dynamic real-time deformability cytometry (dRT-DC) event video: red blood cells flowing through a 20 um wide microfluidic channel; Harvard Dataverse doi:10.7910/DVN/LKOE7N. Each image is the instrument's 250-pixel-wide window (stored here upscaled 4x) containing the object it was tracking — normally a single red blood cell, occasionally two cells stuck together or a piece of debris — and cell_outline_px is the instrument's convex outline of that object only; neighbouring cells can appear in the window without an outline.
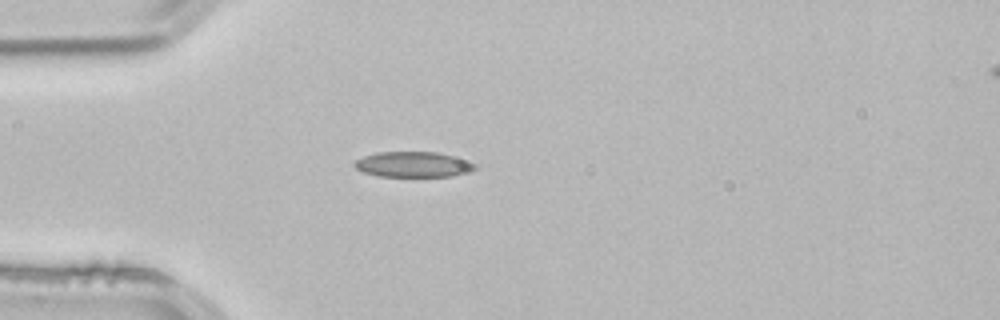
{"species": "common noctule bat (a hibernating species)", "species_latin": "Nyctalus noctula", "temperature_condition": "room temperature", "stored_images_in_passage": 3, "camera_frame_rate_fps": 3000, "um_per_image_px": 0.085, "animal": {"sex": "male", "body_mass_g": 21.5, "forearm_length_mm": 52.0}, "frame": {"image": 1, "passage_image": 3, "time_ms": 0.667, "image_size_px": [1000, 320], "cell_outline_px": [[476, 168], [468, 172], [452, 176], [380, 176], [360, 172], [352, 164], [356, 160], [364, 156], [376, 152], [436, 152], [452, 156], [476, 164]], "centroid_in_image_um": [35.06, 13.98], "position_along_channel_um": 49.9, "area_um2": 17.74}}